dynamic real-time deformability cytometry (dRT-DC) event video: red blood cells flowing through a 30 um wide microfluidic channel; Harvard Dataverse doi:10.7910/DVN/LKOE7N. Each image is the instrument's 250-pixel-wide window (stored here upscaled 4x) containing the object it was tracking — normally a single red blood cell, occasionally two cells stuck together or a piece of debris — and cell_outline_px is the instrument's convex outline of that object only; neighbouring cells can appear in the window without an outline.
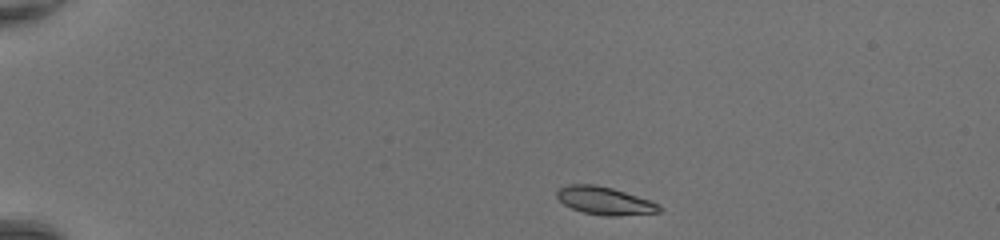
{"species": "common noctule bat (a hibernating species)", "species_latin": "Nyctalus noctula", "temperature_condition": "room temperature", "stored_images_in_passage": 39, "camera_frame_rate_fps": 3000, "um_per_image_px": 0.085, "animal": {"sex": "female", "body_mass_g": 20.0, "forearm_length_mm": 54.0}, "frame": {"image": 1, "passage_image": 1, "time_ms": 0.0, "image_size_px": [1000, 240], "cell_outline_px": [[664, 208], [660, 212], [616, 216], [608, 216], [584, 212], [572, 208], [564, 204], [556, 196], [556, 192], [560, 188], [568, 184], [596, 184], [612, 188], [660, 204]], "centroid_in_image_um": [51.41, 17.06], "position_along_channel_um": 33.6, "area_um2": 16.47}}
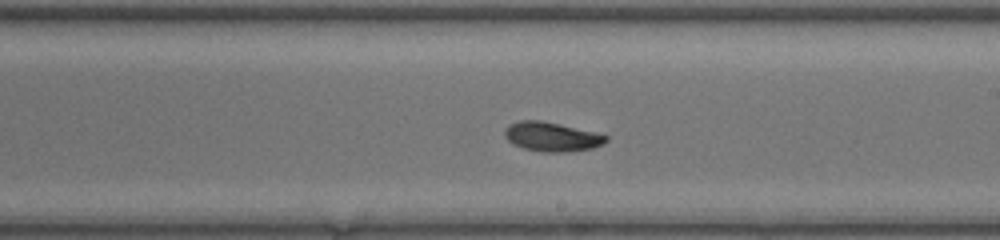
{"frame": {"image": 2, "passage_image": 21, "time_ms": 6.667, "image_size_px": [1000, 240], "cell_outline_px": [[608, 140], [604, 144], [592, 148], [564, 152], [544, 152], [524, 148], [512, 144], [504, 136], [504, 132], [508, 124], [520, 120], [540, 120], [560, 124], [596, 132], [608, 136]], "centroid_in_image_um": [46.89, 11.61], "position_along_channel_um": 242.1, "area_um2": 17.34}}
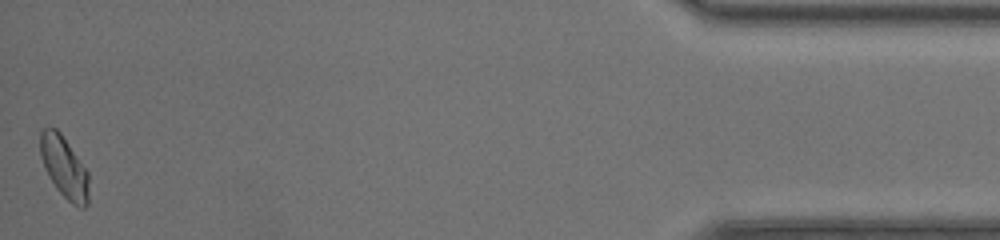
{"frame": {"image": 3, "passage_image": 39, "time_ms": 12.667, "image_size_px": [1000, 240], "cell_outline_px": [[88, 204], [84, 208], [80, 208], [72, 204], [56, 188], [48, 176], [40, 156], [40, 132], [48, 124], [56, 128], [60, 132], [88, 172]], "centroid_in_image_um": [5.44, 14.19], "position_along_channel_um": 429.8, "area_um2": 17.46}, "authors_computed_cell_mechanics": {"area_um2": 16.9932, "velocity_mm_per_s": 4.409, "shape_relaxation_time_tau1_ms": 2.2747, "shape_relaxation_time_tau2_ms": 2.7323, "deformation_change_tau1": 0.1262, "deformation_change_tau2": 0.0493}}